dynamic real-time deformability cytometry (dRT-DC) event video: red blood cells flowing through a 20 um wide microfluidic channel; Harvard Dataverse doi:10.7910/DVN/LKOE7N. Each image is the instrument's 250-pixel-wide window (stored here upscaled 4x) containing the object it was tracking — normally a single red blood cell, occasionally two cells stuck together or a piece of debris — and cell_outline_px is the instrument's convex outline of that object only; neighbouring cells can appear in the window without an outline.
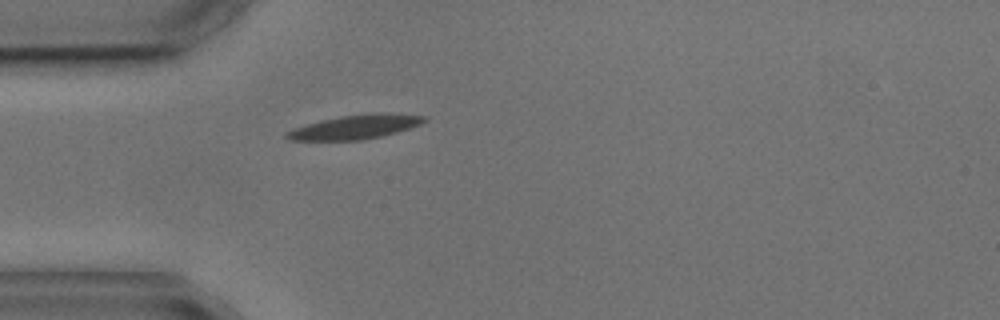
{"species": "common noctule bat (a hibernating species)", "species_latin": "Nyctalus noctula", "temperature_condition": "cold", "stored_images_in_passage": 1, "camera_frame_rate_fps": 3000, "um_per_image_px": 0.085, "animal": {"sex": "male", "body_mass_g": 17.9, "forearm_length_mm": 54.2}, "frame": {"image": 1, "passage_image": 1, "time_ms": 0.0, "image_size_px": [1000, 320], "cell_outline_px": [[428, 120], [420, 124], [396, 132], [380, 136], [360, 140], [288, 140], [284, 136], [284, 132], [292, 128], [340, 116], [368, 112], [388, 112], [428, 116]], "centroid_in_image_um": [30.21, 10.77], "position_along_channel_um": 54.8, "area_um2": 19.48}}